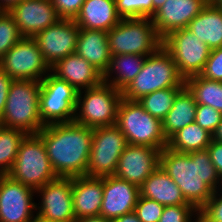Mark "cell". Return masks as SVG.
I'll return each instance as SVG.
<instances>
[{"instance_id": "obj_1", "label": "cell", "mask_w": 222, "mask_h": 222, "mask_svg": "<svg viewBox=\"0 0 222 222\" xmlns=\"http://www.w3.org/2000/svg\"><path fill=\"white\" fill-rule=\"evenodd\" d=\"M159 165L197 210L219 189L221 177L207 149L181 153L166 146L160 151Z\"/></svg>"}, {"instance_id": "obj_2", "label": "cell", "mask_w": 222, "mask_h": 222, "mask_svg": "<svg viewBox=\"0 0 222 222\" xmlns=\"http://www.w3.org/2000/svg\"><path fill=\"white\" fill-rule=\"evenodd\" d=\"M37 134L42 138L52 169L58 177L86 175L92 128L73 121L45 125Z\"/></svg>"}, {"instance_id": "obj_3", "label": "cell", "mask_w": 222, "mask_h": 222, "mask_svg": "<svg viewBox=\"0 0 222 222\" xmlns=\"http://www.w3.org/2000/svg\"><path fill=\"white\" fill-rule=\"evenodd\" d=\"M41 81L13 80L7 95L0 125L17 128L26 134H36L45 125L39 107Z\"/></svg>"}, {"instance_id": "obj_4", "label": "cell", "mask_w": 222, "mask_h": 222, "mask_svg": "<svg viewBox=\"0 0 222 222\" xmlns=\"http://www.w3.org/2000/svg\"><path fill=\"white\" fill-rule=\"evenodd\" d=\"M172 87H185V80L179 74L171 54L161 45L147 56L138 75L122 91V97L128 101H138L149 93Z\"/></svg>"}, {"instance_id": "obj_5", "label": "cell", "mask_w": 222, "mask_h": 222, "mask_svg": "<svg viewBox=\"0 0 222 222\" xmlns=\"http://www.w3.org/2000/svg\"><path fill=\"white\" fill-rule=\"evenodd\" d=\"M7 175L35 191L58 178L37 133L26 134L22 139L14 165Z\"/></svg>"}, {"instance_id": "obj_6", "label": "cell", "mask_w": 222, "mask_h": 222, "mask_svg": "<svg viewBox=\"0 0 222 222\" xmlns=\"http://www.w3.org/2000/svg\"><path fill=\"white\" fill-rule=\"evenodd\" d=\"M122 99V91L104 82L79 91L74 122L92 129L116 125Z\"/></svg>"}, {"instance_id": "obj_7", "label": "cell", "mask_w": 222, "mask_h": 222, "mask_svg": "<svg viewBox=\"0 0 222 222\" xmlns=\"http://www.w3.org/2000/svg\"><path fill=\"white\" fill-rule=\"evenodd\" d=\"M116 126L128 144L153 147L160 151L168 145L162 121L150 115L137 101L121 100Z\"/></svg>"}, {"instance_id": "obj_8", "label": "cell", "mask_w": 222, "mask_h": 222, "mask_svg": "<svg viewBox=\"0 0 222 222\" xmlns=\"http://www.w3.org/2000/svg\"><path fill=\"white\" fill-rule=\"evenodd\" d=\"M107 37L111 55L148 56L162 45L151 18H122Z\"/></svg>"}, {"instance_id": "obj_9", "label": "cell", "mask_w": 222, "mask_h": 222, "mask_svg": "<svg viewBox=\"0 0 222 222\" xmlns=\"http://www.w3.org/2000/svg\"><path fill=\"white\" fill-rule=\"evenodd\" d=\"M77 90L51 71L41 80L40 116L44 125L74 121Z\"/></svg>"}, {"instance_id": "obj_10", "label": "cell", "mask_w": 222, "mask_h": 222, "mask_svg": "<svg viewBox=\"0 0 222 222\" xmlns=\"http://www.w3.org/2000/svg\"><path fill=\"white\" fill-rule=\"evenodd\" d=\"M127 145L126 137L116 125L93 128L86 176L114 175L120 156Z\"/></svg>"}, {"instance_id": "obj_11", "label": "cell", "mask_w": 222, "mask_h": 222, "mask_svg": "<svg viewBox=\"0 0 222 222\" xmlns=\"http://www.w3.org/2000/svg\"><path fill=\"white\" fill-rule=\"evenodd\" d=\"M162 46L171 54L184 80L200 75L211 52L208 45L187 28L171 32L162 40Z\"/></svg>"}, {"instance_id": "obj_12", "label": "cell", "mask_w": 222, "mask_h": 222, "mask_svg": "<svg viewBox=\"0 0 222 222\" xmlns=\"http://www.w3.org/2000/svg\"><path fill=\"white\" fill-rule=\"evenodd\" d=\"M0 68L13 80L41 81L51 71L33 37H23L0 59Z\"/></svg>"}, {"instance_id": "obj_13", "label": "cell", "mask_w": 222, "mask_h": 222, "mask_svg": "<svg viewBox=\"0 0 222 222\" xmlns=\"http://www.w3.org/2000/svg\"><path fill=\"white\" fill-rule=\"evenodd\" d=\"M35 195L31 187L0 175V222H30L36 214Z\"/></svg>"}, {"instance_id": "obj_14", "label": "cell", "mask_w": 222, "mask_h": 222, "mask_svg": "<svg viewBox=\"0 0 222 222\" xmlns=\"http://www.w3.org/2000/svg\"><path fill=\"white\" fill-rule=\"evenodd\" d=\"M40 196L36 214L53 222H74L72 178L58 177L36 190Z\"/></svg>"}, {"instance_id": "obj_15", "label": "cell", "mask_w": 222, "mask_h": 222, "mask_svg": "<svg viewBox=\"0 0 222 222\" xmlns=\"http://www.w3.org/2000/svg\"><path fill=\"white\" fill-rule=\"evenodd\" d=\"M80 27L75 20L61 19L37 33L33 38L47 64L52 67L58 60L76 52Z\"/></svg>"}, {"instance_id": "obj_16", "label": "cell", "mask_w": 222, "mask_h": 222, "mask_svg": "<svg viewBox=\"0 0 222 222\" xmlns=\"http://www.w3.org/2000/svg\"><path fill=\"white\" fill-rule=\"evenodd\" d=\"M8 12L23 37H34L61 20L51 0H22Z\"/></svg>"}, {"instance_id": "obj_17", "label": "cell", "mask_w": 222, "mask_h": 222, "mask_svg": "<svg viewBox=\"0 0 222 222\" xmlns=\"http://www.w3.org/2000/svg\"><path fill=\"white\" fill-rule=\"evenodd\" d=\"M160 150L128 144L120 156L114 176L140 187L159 166Z\"/></svg>"}, {"instance_id": "obj_18", "label": "cell", "mask_w": 222, "mask_h": 222, "mask_svg": "<svg viewBox=\"0 0 222 222\" xmlns=\"http://www.w3.org/2000/svg\"><path fill=\"white\" fill-rule=\"evenodd\" d=\"M140 196V187L114 175L103 177V197L100 215L113 221L133 212Z\"/></svg>"}, {"instance_id": "obj_19", "label": "cell", "mask_w": 222, "mask_h": 222, "mask_svg": "<svg viewBox=\"0 0 222 222\" xmlns=\"http://www.w3.org/2000/svg\"><path fill=\"white\" fill-rule=\"evenodd\" d=\"M207 4L204 0H166L151 17L157 35L163 40L171 32L187 28Z\"/></svg>"}, {"instance_id": "obj_20", "label": "cell", "mask_w": 222, "mask_h": 222, "mask_svg": "<svg viewBox=\"0 0 222 222\" xmlns=\"http://www.w3.org/2000/svg\"><path fill=\"white\" fill-rule=\"evenodd\" d=\"M51 72L72 85L77 92L93 88L103 82V74L76 53L58 60Z\"/></svg>"}, {"instance_id": "obj_21", "label": "cell", "mask_w": 222, "mask_h": 222, "mask_svg": "<svg viewBox=\"0 0 222 222\" xmlns=\"http://www.w3.org/2000/svg\"><path fill=\"white\" fill-rule=\"evenodd\" d=\"M103 197V177L72 178V201L75 219L100 215Z\"/></svg>"}, {"instance_id": "obj_22", "label": "cell", "mask_w": 222, "mask_h": 222, "mask_svg": "<svg viewBox=\"0 0 222 222\" xmlns=\"http://www.w3.org/2000/svg\"><path fill=\"white\" fill-rule=\"evenodd\" d=\"M75 53L104 75L109 68L112 56L107 31L80 28Z\"/></svg>"}, {"instance_id": "obj_23", "label": "cell", "mask_w": 222, "mask_h": 222, "mask_svg": "<svg viewBox=\"0 0 222 222\" xmlns=\"http://www.w3.org/2000/svg\"><path fill=\"white\" fill-rule=\"evenodd\" d=\"M140 196L155 200L164 206L188 204L181 189L160 165L140 186Z\"/></svg>"}, {"instance_id": "obj_24", "label": "cell", "mask_w": 222, "mask_h": 222, "mask_svg": "<svg viewBox=\"0 0 222 222\" xmlns=\"http://www.w3.org/2000/svg\"><path fill=\"white\" fill-rule=\"evenodd\" d=\"M121 17L116 11L115 0H85L75 23L80 28L109 31Z\"/></svg>"}, {"instance_id": "obj_25", "label": "cell", "mask_w": 222, "mask_h": 222, "mask_svg": "<svg viewBox=\"0 0 222 222\" xmlns=\"http://www.w3.org/2000/svg\"><path fill=\"white\" fill-rule=\"evenodd\" d=\"M187 29L213 50L222 47V9L208 3Z\"/></svg>"}, {"instance_id": "obj_26", "label": "cell", "mask_w": 222, "mask_h": 222, "mask_svg": "<svg viewBox=\"0 0 222 222\" xmlns=\"http://www.w3.org/2000/svg\"><path fill=\"white\" fill-rule=\"evenodd\" d=\"M146 58L147 56L137 54L112 55L109 68L103 75V82L123 91L138 75Z\"/></svg>"}, {"instance_id": "obj_27", "label": "cell", "mask_w": 222, "mask_h": 222, "mask_svg": "<svg viewBox=\"0 0 222 222\" xmlns=\"http://www.w3.org/2000/svg\"><path fill=\"white\" fill-rule=\"evenodd\" d=\"M197 103L185 86L175 97L173 106L162 120V130L169 140L181 128L195 122Z\"/></svg>"}, {"instance_id": "obj_28", "label": "cell", "mask_w": 222, "mask_h": 222, "mask_svg": "<svg viewBox=\"0 0 222 222\" xmlns=\"http://www.w3.org/2000/svg\"><path fill=\"white\" fill-rule=\"evenodd\" d=\"M212 140V134L193 122L176 132L169 140L167 147L171 150L189 153L207 149Z\"/></svg>"}, {"instance_id": "obj_29", "label": "cell", "mask_w": 222, "mask_h": 222, "mask_svg": "<svg viewBox=\"0 0 222 222\" xmlns=\"http://www.w3.org/2000/svg\"><path fill=\"white\" fill-rule=\"evenodd\" d=\"M197 104L210 106L222 113V82L196 75L185 80Z\"/></svg>"}, {"instance_id": "obj_30", "label": "cell", "mask_w": 222, "mask_h": 222, "mask_svg": "<svg viewBox=\"0 0 222 222\" xmlns=\"http://www.w3.org/2000/svg\"><path fill=\"white\" fill-rule=\"evenodd\" d=\"M26 133L17 128L0 125V175H6L12 169L17 157L19 145Z\"/></svg>"}, {"instance_id": "obj_31", "label": "cell", "mask_w": 222, "mask_h": 222, "mask_svg": "<svg viewBox=\"0 0 222 222\" xmlns=\"http://www.w3.org/2000/svg\"><path fill=\"white\" fill-rule=\"evenodd\" d=\"M184 87H172L157 90L143 96L137 102L147 111L150 115L161 121L165 118L171 110L176 95Z\"/></svg>"}, {"instance_id": "obj_32", "label": "cell", "mask_w": 222, "mask_h": 222, "mask_svg": "<svg viewBox=\"0 0 222 222\" xmlns=\"http://www.w3.org/2000/svg\"><path fill=\"white\" fill-rule=\"evenodd\" d=\"M22 38L12 15L0 10V59Z\"/></svg>"}, {"instance_id": "obj_33", "label": "cell", "mask_w": 222, "mask_h": 222, "mask_svg": "<svg viewBox=\"0 0 222 222\" xmlns=\"http://www.w3.org/2000/svg\"><path fill=\"white\" fill-rule=\"evenodd\" d=\"M116 11L121 18H151L153 0H115Z\"/></svg>"}, {"instance_id": "obj_34", "label": "cell", "mask_w": 222, "mask_h": 222, "mask_svg": "<svg viewBox=\"0 0 222 222\" xmlns=\"http://www.w3.org/2000/svg\"><path fill=\"white\" fill-rule=\"evenodd\" d=\"M198 218V210L191 203H188L165 206L158 222H199Z\"/></svg>"}, {"instance_id": "obj_35", "label": "cell", "mask_w": 222, "mask_h": 222, "mask_svg": "<svg viewBox=\"0 0 222 222\" xmlns=\"http://www.w3.org/2000/svg\"><path fill=\"white\" fill-rule=\"evenodd\" d=\"M164 207L155 200L139 196L134 212L141 222H158Z\"/></svg>"}, {"instance_id": "obj_36", "label": "cell", "mask_w": 222, "mask_h": 222, "mask_svg": "<svg viewBox=\"0 0 222 222\" xmlns=\"http://www.w3.org/2000/svg\"><path fill=\"white\" fill-rule=\"evenodd\" d=\"M199 222H222V191L216 190L198 210Z\"/></svg>"}, {"instance_id": "obj_37", "label": "cell", "mask_w": 222, "mask_h": 222, "mask_svg": "<svg viewBox=\"0 0 222 222\" xmlns=\"http://www.w3.org/2000/svg\"><path fill=\"white\" fill-rule=\"evenodd\" d=\"M222 113L216 109L202 104H197L195 122L209 133L213 134L220 123Z\"/></svg>"}, {"instance_id": "obj_38", "label": "cell", "mask_w": 222, "mask_h": 222, "mask_svg": "<svg viewBox=\"0 0 222 222\" xmlns=\"http://www.w3.org/2000/svg\"><path fill=\"white\" fill-rule=\"evenodd\" d=\"M200 75L210 80L222 82V47L211 50Z\"/></svg>"}, {"instance_id": "obj_39", "label": "cell", "mask_w": 222, "mask_h": 222, "mask_svg": "<svg viewBox=\"0 0 222 222\" xmlns=\"http://www.w3.org/2000/svg\"><path fill=\"white\" fill-rule=\"evenodd\" d=\"M59 17L66 20H75L80 13L85 0H51Z\"/></svg>"}, {"instance_id": "obj_40", "label": "cell", "mask_w": 222, "mask_h": 222, "mask_svg": "<svg viewBox=\"0 0 222 222\" xmlns=\"http://www.w3.org/2000/svg\"><path fill=\"white\" fill-rule=\"evenodd\" d=\"M210 159L220 177L222 176V143L211 140L210 145L207 147Z\"/></svg>"}, {"instance_id": "obj_41", "label": "cell", "mask_w": 222, "mask_h": 222, "mask_svg": "<svg viewBox=\"0 0 222 222\" xmlns=\"http://www.w3.org/2000/svg\"><path fill=\"white\" fill-rule=\"evenodd\" d=\"M13 79L0 68V118L4 112L7 95Z\"/></svg>"}, {"instance_id": "obj_42", "label": "cell", "mask_w": 222, "mask_h": 222, "mask_svg": "<svg viewBox=\"0 0 222 222\" xmlns=\"http://www.w3.org/2000/svg\"><path fill=\"white\" fill-rule=\"evenodd\" d=\"M111 222H141V221L138 219L136 213L133 211V212L124 214L120 216L119 218L114 219Z\"/></svg>"}, {"instance_id": "obj_43", "label": "cell", "mask_w": 222, "mask_h": 222, "mask_svg": "<svg viewBox=\"0 0 222 222\" xmlns=\"http://www.w3.org/2000/svg\"><path fill=\"white\" fill-rule=\"evenodd\" d=\"M74 222H111L110 220L105 219L103 216H89V217H82L79 219H75Z\"/></svg>"}, {"instance_id": "obj_44", "label": "cell", "mask_w": 222, "mask_h": 222, "mask_svg": "<svg viewBox=\"0 0 222 222\" xmlns=\"http://www.w3.org/2000/svg\"><path fill=\"white\" fill-rule=\"evenodd\" d=\"M22 0H0V10L8 11L13 5Z\"/></svg>"}, {"instance_id": "obj_45", "label": "cell", "mask_w": 222, "mask_h": 222, "mask_svg": "<svg viewBox=\"0 0 222 222\" xmlns=\"http://www.w3.org/2000/svg\"><path fill=\"white\" fill-rule=\"evenodd\" d=\"M212 140L222 143V118L215 132L212 134Z\"/></svg>"}, {"instance_id": "obj_46", "label": "cell", "mask_w": 222, "mask_h": 222, "mask_svg": "<svg viewBox=\"0 0 222 222\" xmlns=\"http://www.w3.org/2000/svg\"><path fill=\"white\" fill-rule=\"evenodd\" d=\"M166 0H153V15L159 10Z\"/></svg>"}, {"instance_id": "obj_47", "label": "cell", "mask_w": 222, "mask_h": 222, "mask_svg": "<svg viewBox=\"0 0 222 222\" xmlns=\"http://www.w3.org/2000/svg\"><path fill=\"white\" fill-rule=\"evenodd\" d=\"M30 222H53V221L43 219L42 217L36 214Z\"/></svg>"}, {"instance_id": "obj_48", "label": "cell", "mask_w": 222, "mask_h": 222, "mask_svg": "<svg viewBox=\"0 0 222 222\" xmlns=\"http://www.w3.org/2000/svg\"><path fill=\"white\" fill-rule=\"evenodd\" d=\"M213 4L222 9V0H214Z\"/></svg>"}, {"instance_id": "obj_49", "label": "cell", "mask_w": 222, "mask_h": 222, "mask_svg": "<svg viewBox=\"0 0 222 222\" xmlns=\"http://www.w3.org/2000/svg\"><path fill=\"white\" fill-rule=\"evenodd\" d=\"M219 190H222V176H221V182H220Z\"/></svg>"}, {"instance_id": "obj_50", "label": "cell", "mask_w": 222, "mask_h": 222, "mask_svg": "<svg viewBox=\"0 0 222 222\" xmlns=\"http://www.w3.org/2000/svg\"><path fill=\"white\" fill-rule=\"evenodd\" d=\"M205 2H207V3H213L214 2V0H204Z\"/></svg>"}]
</instances>
